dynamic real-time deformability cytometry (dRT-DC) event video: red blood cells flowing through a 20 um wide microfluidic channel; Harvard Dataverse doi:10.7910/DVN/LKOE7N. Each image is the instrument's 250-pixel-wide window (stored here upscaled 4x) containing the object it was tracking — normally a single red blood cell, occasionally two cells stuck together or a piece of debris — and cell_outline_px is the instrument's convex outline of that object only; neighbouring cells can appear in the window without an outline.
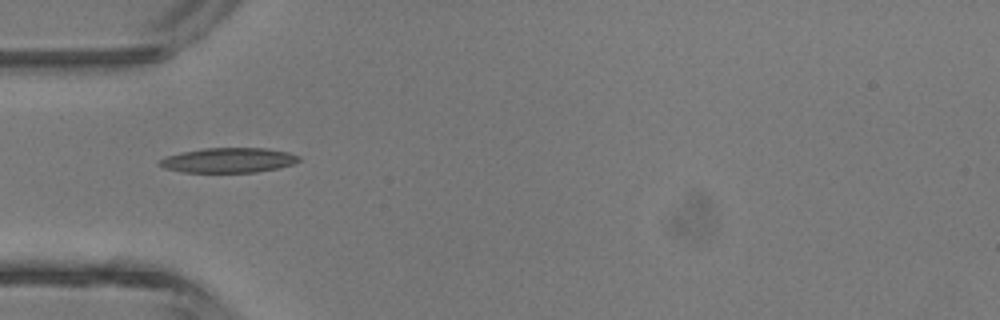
{"species": "common noctule bat (a hibernating species)", "species_latin": "Nyctalus noctula", "temperature_condition": "room temperature", "stored_images_in_passage": 1, "camera_frame_rate_fps": 3000, "um_per_image_px": 0.085, "animal": {"sex": "male", "body_mass_g": 13.3}, "frame": {"image": 1, "passage_image": 1, "time_ms": 0.0, "image_size_px": [1000, 320], "cell_outline_px": [[300, 160], [292, 164], [280, 168], [256, 172], [184, 172], [164, 168], [160, 164], [160, 160], [168, 156], [180, 152], [204, 148], [268, 148], [288, 152], [300, 156]], "centroid_in_image_um": [19.47, 13.61], "position_along_channel_um": 65.5, "area_um2": 20.11}}